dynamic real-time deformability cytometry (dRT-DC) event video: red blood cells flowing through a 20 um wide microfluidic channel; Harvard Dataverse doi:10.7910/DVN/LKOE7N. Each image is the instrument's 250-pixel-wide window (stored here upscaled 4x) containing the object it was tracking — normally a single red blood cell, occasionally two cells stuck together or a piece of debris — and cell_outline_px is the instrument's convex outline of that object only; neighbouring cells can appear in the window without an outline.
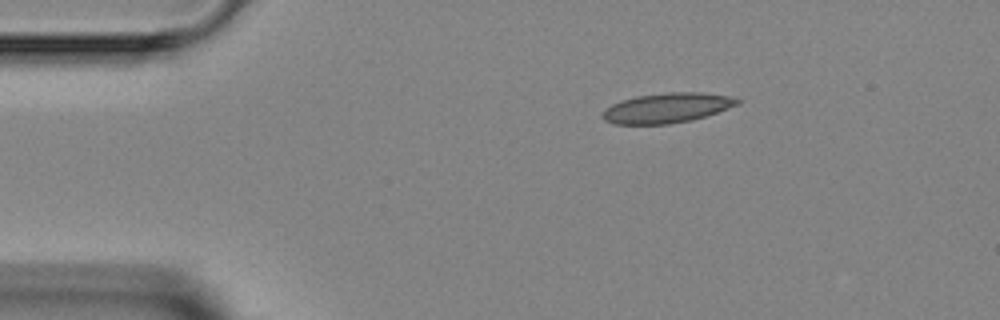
{"species": "Egyptian fruit bat (a non-hibernating species)", "species_latin": "Rousettus aegyptiacus", "temperature_condition": "room temperature", "stored_images_in_passage": 5, "camera_frame_rate_fps": 3000, "um_per_image_px": 0.085, "animal": {"sex": "female"}, "frame": {"image": 1, "passage_image": 1, "time_ms": 0.0, "image_size_px": [1000, 320], "cell_outline_px": [[740, 104], [692, 120], [668, 124], [612, 124], [604, 120], [600, 116], [612, 104], [620, 100], [636, 96], [668, 92], [700, 92], [728, 96], [740, 100]], "centroid_in_image_um": [56.66, 9.17], "position_along_channel_um": 28.3, "area_um2": 23.35}}
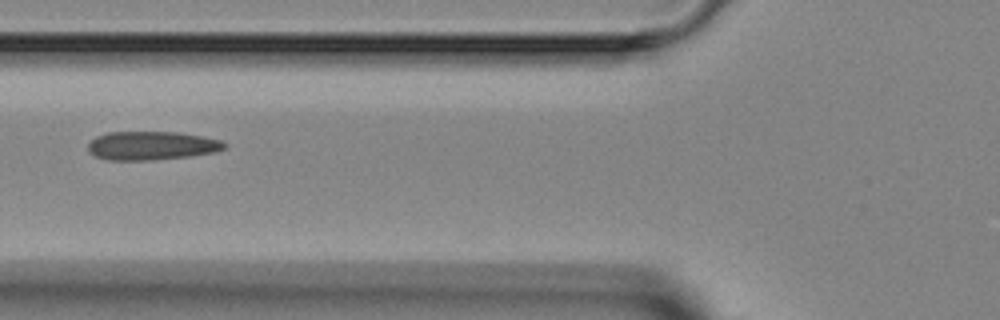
{"frame": {"image": 2, "passage_image": 3, "time_ms": 3.333, "image_size_px": [1000, 320], "cell_outline_px": [[228, 144], [224, 148], [216, 152], [188, 156], [152, 160], [108, 160], [96, 156], [88, 152], [88, 144], [96, 136], [108, 132], [176, 132], [204, 136], [220, 140]], "centroid_in_image_um": [12.89, 12.38], "position_along_channel_um": 112.9, "area_um2": 22.77}}
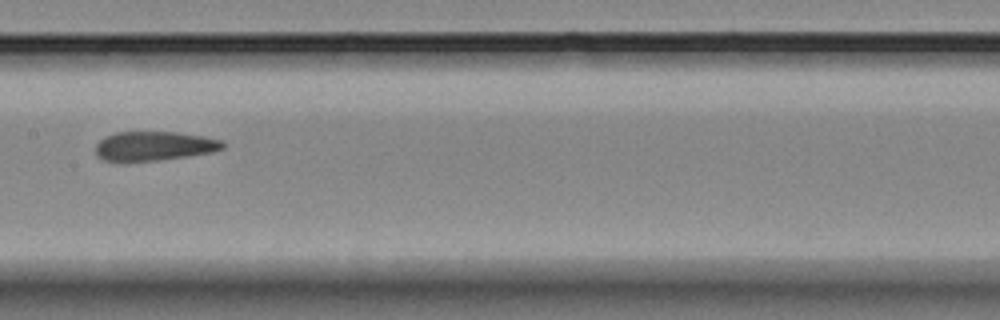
{"frame": {"image": 3, "passage_image": 5, "time_ms": 5.333, "image_size_px": [1000, 320], "cell_outline_px": [[224, 148], [212, 152], [188, 156], [160, 160], [124, 164], [116, 164], [104, 160], [96, 156], [96, 144], [104, 136], [116, 132], [176, 132], [204, 136], [224, 140]], "centroid_in_image_um": [13.04, 12.45], "position_along_channel_um": 194.4, "area_um2": 22.48}}